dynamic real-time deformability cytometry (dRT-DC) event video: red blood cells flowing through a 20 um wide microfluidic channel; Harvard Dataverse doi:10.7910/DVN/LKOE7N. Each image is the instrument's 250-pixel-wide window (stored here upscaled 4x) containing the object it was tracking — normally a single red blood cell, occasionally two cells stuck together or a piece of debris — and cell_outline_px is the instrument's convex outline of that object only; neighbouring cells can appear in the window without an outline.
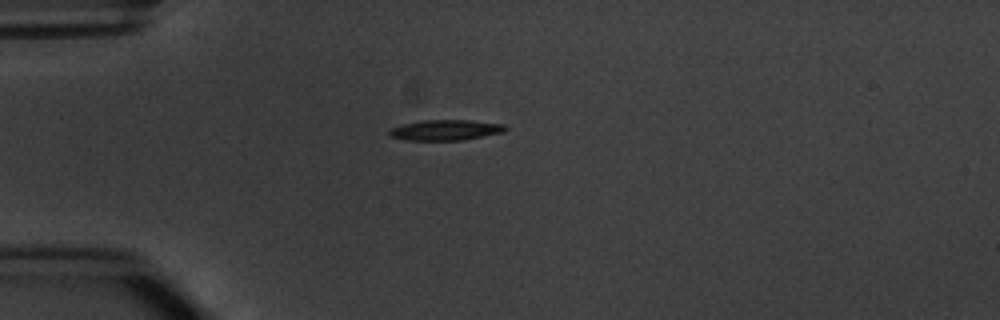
{"species": "common noctule bat (a hibernating species)", "species_latin": "Nyctalus noctula", "temperature_condition": "warm", "stored_images_in_passage": 1, "camera_frame_rate_fps": 3000, "um_per_image_px": 0.085, "animal": {"sex": "male", "body_mass_g": 20.1, "forearm_length_mm": 53.5}, "frame": {"image": 1, "passage_image": 1, "time_ms": 0.0, "image_size_px": [1000, 320], "cell_outline_px": [[508, 128], [504, 132], [464, 140], [404, 140], [388, 136], [388, 132], [392, 128], [404, 124], [424, 120], [468, 120], [504, 124]], "centroid_in_image_um": [37.88, 11.06], "position_along_channel_um": 47.1, "area_um2": 13.87}}